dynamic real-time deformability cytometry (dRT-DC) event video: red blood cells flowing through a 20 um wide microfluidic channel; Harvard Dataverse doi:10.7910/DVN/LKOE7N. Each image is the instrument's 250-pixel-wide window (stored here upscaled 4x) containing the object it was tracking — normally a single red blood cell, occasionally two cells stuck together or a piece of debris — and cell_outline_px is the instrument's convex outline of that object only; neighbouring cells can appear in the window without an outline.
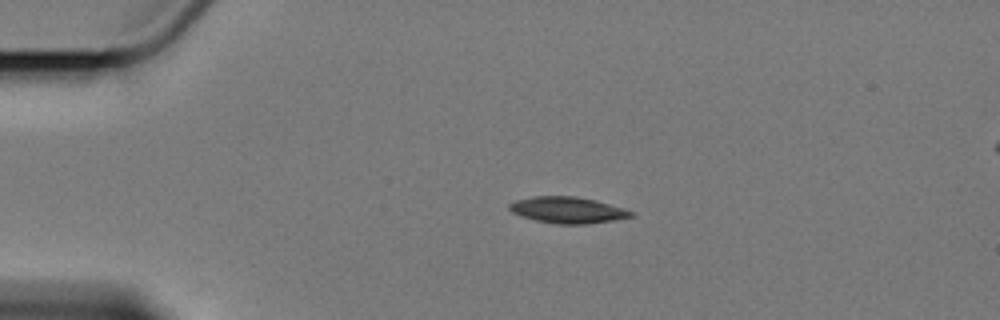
{"species": "Egyptian fruit bat (a non-hibernating species)", "species_latin": "Rousettus aegyptiacus", "temperature_condition": "cold", "stored_images_in_passage": 6, "camera_frame_rate_fps": 3000, "um_per_image_px": 0.085, "animal": {"sex": "female"}, "frame": {"image": 1, "passage_image": 3, "time_ms": 3.333, "image_size_px": [1000, 320], "cell_outline_px": [[636, 212], [632, 216], [612, 220], [584, 224], [560, 224], [536, 220], [512, 212], [508, 208], [508, 204], [516, 200], [536, 196], [576, 196], [596, 200], [624, 208]], "centroid_in_image_um": [48.27, 17.84], "position_along_channel_um": 36.7, "area_um2": 18.44}}
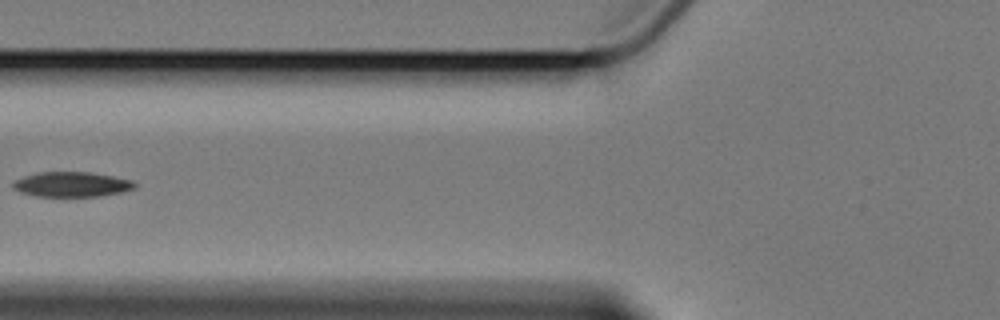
{"frame": {"image": 2, "passage_image": 6, "time_ms": 7.0, "image_size_px": [1000, 320], "cell_outline_px": [[136, 188], [120, 192], [100, 196], [36, 196], [20, 192], [12, 188], [12, 184], [16, 180], [24, 176], [40, 172], [88, 172], [112, 176], [132, 180], [136, 184]], "centroid_in_image_um": [6.09, 15.67], "position_along_channel_um": 119.7, "area_um2": 17.57}}